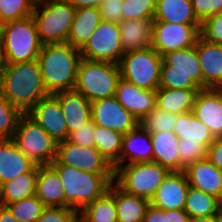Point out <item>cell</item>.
I'll return each instance as SVG.
<instances>
[{"instance_id":"cell-1","label":"cell","mask_w":222,"mask_h":222,"mask_svg":"<svg viewBox=\"0 0 222 222\" xmlns=\"http://www.w3.org/2000/svg\"><path fill=\"white\" fill-rule=\"evenodd\" d=\"M0 90L3 96L23 114L42 98L50 95L45 88L37 59L6 64L0 80Z\"/></svg>"},{"instance_id":"cell-2","label":"cell","mask_w":222,"mask_h":222,"mask_svg":"<svg viewBox=\"0 0 222 222\" xmlns=\"http://www.w3.org/2000/svg\"><path fill=\"white\" fill-rule=\"evenodd\" d=\"M81 59L80 49L68 43L42 46L37 61L49 94L74 90Z\"/></svg>"},{"instance_id":"cell-3","label":"cell","mask_w":222,"mask_h":222,"mask_svg":"<svg viewBox=\"0 0 222 222\" xmlns=\"http://www.w3.org/2000/svg\"><path fill=\"white\" fill-rule=\"evenodd\" d=\"M58 173L64 187L65 207L80 212L87 204L102 197L114 182V174L85 172L56 159L50 164Z\"/></svg>"},{"instance_id":"cell-4","label":"cell","mask_w":222,"mask_h":222,"mask_svg":"<svg viewBox=\"0 0 222 222\" xmlns=\"http://www.w3.org/2000/svg\"><path fill=\"white\" fill-rule=\"evenodd\" d=\"M75 12L68 0H36L32 17L41 43H67Z\"/></svg>"},{"instance_id":"cell-5","label":"cell","mask_w":222,"mask_h":222,"mask_svg":"<svg viewBox=\"0 0 222 222\" xmlns=\"http://www.w3.org/2000/svg\"><path fill=\"white\" fill-rule=\"evenodd\" d=\"M121 79L119 64L82 58L74 90L90 102L115 96Z\"/></svg>"},{"instance_id":"cell-6","label":"cell","mask_w":222,"mask_h":222,"mask_svg":"<svg viewBox=\"0 0 222 222\" xmlns=\"http://www.w3.org/2000/svg\"><path fill=\"white\" fill-rule=\"evenodd\" d=\"M42 46L32 15L4 24L2 47L6 64L36 60Z\"/></svg>"},{"instance_id":"cell-7","label":"cell","mask_w":222,"mask_h":222,"mask_svg":"<svg viewBox=\"0 0 222 222\" xmlns=\"http://www.w3.org/2000/svg\"><path fill=\"white\" fill-rule=\"evenodd\" d=\"M169 172L155 161L125 164L114 171V183L127 194L151 200Z\"/></svg>"},{"instance_id":"cell-8","label":"cell","mask_w":222,"mask_h":222,"mask_svg":"<svg viewBox=\"0 0 222 222\" xmlns=\"http://www.w3.org/2000/svg\"><path fill=\"white\" fill-rule=\"evenodd\" d=\"M118 64L124 80L142 89L159 88L162 56L153 47L126 52Z\"/></svg>"},{"instance_id":"cell-9","label":"cell","mask_w":222,"mask_h":222,"mask_svg":"<svg viewBox=\"0 0 222 222\" xmlns=\"http://www.w3.org/2000/svg\"><path fill=\"white\" fill-rule=\"evenodd\" d=\"M13 140L36 165H49L56 159L58 143L27 114L20 117Z\"/></svg>"},{"instance_id":"cell-10","label":"cell","mask_w":222,"mask_h":222,"mask_svg":"<svg viewBox=\"0 0 222 222\" xmlns=\"http://www.w3.org/2000/svg\"><path fill=\"white\" fill-rule=\"evenodd\" d=\"M80 53L87 60L118 64L124 54L119 24L101 20Z\"/></svg>"},{"instance_id":"cell-11","label":"cell","mask_w":222,"mask_h":222,"mask_svg":"<svg viewBox=\"0 0 222 222\" xmlns=\"http://www.w3.org/2000/svg\"><path fill=\"white\" fill-rule=\"evenodd\" d=\"M201 25L154 21L151 47L161 56L170 51L194 47Z\"/></svg>"},{"instance_id":"cell-12","label":"cell","mask_w":222,"mask_h":222,"mask_svg":"<svg viewBox=\"0 0 222 222\" xmlns=\"http://www.w3.org/2000/svg\"><path fill=\"white\" fill-rule=\"evenodd\" d=\"M56 160L85 172L114 174V168L94 147H82L67 140L58 142Z\"/></svg>"},{"instance_id":"cell-13","label":"cell","mask_w":222,"mask_h":222,"mask_svg":"<svg viewBox=\"0 0 222 222\" xmlns=\"http://www.w3.org/2000/svg\"><path fill=\"white\" fill-rule=\"evenodd\" d=\"M91 120L95 125L123 134L130 132L139 124V121L119 103L115 96L91 102Z\"/></svg>"},{"instance_id":"cell-14","label":"cell","mask_w":222,"mask_h":222,"mask_svg":"<svg viewBox=\"0 0 222 222\" xmlns=\"http://www.w3.org/2000/svg\"><path fill=\"white\" fill-rule=\"evenodd\" d=\"M57 143L68 138V127L58 99L50 94L42 98L27 113Z\"/></svg>"},{"instance_id":"cell-15","label":"cell","mask_w":222,"mask_h":222,"mask_svg":"<svg viewBox=\"0 0 222 222\" xmlns=\"http://www.w3.org/2000/svg\"><path fill=\"white\" fill-rule=\"evenodd\" d=\"M188 188L189 183L184 171H170L150 200V204L163 210H182Z\"/></svg>"},{"instance_id":"cell-16","label":"cell","mask_w":222,"mask_h":222,"mask_svg":"<svg viewBox=\"0 0 222 222\" xmlns=\"http://www.w3.org/2000/svg\"><path fill=\"white\" fill-rule=\"evenodd\" d=\"M192 112L215 137L222 136V91L220 89H201L196 94Z\"/></svg>"},{"instance_id":"cell-17","label":"cell","mask_w":222,"mask_h":222,"mask_svg":"<svg viewBox=\"0 0 222 222\" xmlns=\"http://www.w3.org/2000/svg\"><path fill=\"white\" fill-rule=\"evenodd\" d=\"M115 97L139 122L156 107V91L139 88L123 78L117 84Z\"/></svg>"},{"instance_id":"cell-18","label":"cell","mask_w":222,"mask_h":222,"mask_svg":"<svg viewBox=\"0 0 222 222\" xmlns=\"http://www.w3.org/2000/svg\"><path fill=\"white\" fill-rule=\"evenodd\" d=\"M196 51L201 65L202 89L219 88L222 85V45L199 36Z\"/></svg>"},{"instance_id":"cell-19","label":"cell","mask_w":222,"mask_h":222,"mask_svg":"<svg viewBox=\"0 0 222 222\" xmlns=\"http://www.w3.org/2000/svg\"><path fill=\"white\" fill-rule=\"evenodd\" d=\"M189 186L215 196L222 202V172L207 157L184 169Z\"/></svg>"},{"instance_id":"cell-20","label":"cell","mask_w":222,"mask_h":222,"mask_svg":"<svg viewBox=\"0 0 222 222\" xmlns=\"http://www.w3.org/2000/svg\"><path fill=\"white\" fill-rule=\"evenodd\" d=\"M151 161H153L151 134L138 124L123 135L120 166Z\"/></svg>"},{"instance_id":"cell-21","label":"cell","mask_w":222,"mask_h":222,"mask_svg":"<svg viewBox=\"0 0 222 222\" xmlns=\"http://www.w3.org/2000/svg\"><path fill=\"white\" fill-rule=\"evenodd\" d=\"M59 101L66 119L68 135L91 120V102L76 90L53 94Z\"/></svg>"},{"instance_id":"cell-22","label":"cell","mask_w":222,"mask_h":222,"mask_svg":"<svg viewBox=\"0 0 222 222\" xmlns=\"http://www.w3.org/2000/svg\"><path fill=\"white\" fill-rule=\"evenodd\" d=\"M35 165L13 139H0V186L29 172Z\"/></svg>"},{"instance_id":"cell-23","label":"cell","mask_w":222,"mask_h":222,"mask_svg":"<svg viewBox=\"0 0 222 222\" xmlns=\"http://www.w3.org/2000/svg\"><path fill=\"white\" fill-rule=\"evenodd\" d=\"M35 196L46 207H65L64 187L57 171L49 165H38Z\"/></svg>"},{"instance_id":"cell-24","label":"cell","mask_w":222,"mask_h":222,"mask_svg":"<svg viewBox=\"0 0 222 222\" xmlns=\"http://www.w3.org/2000/svg\"><path fill=\"white\" fill-rule=\"evenodd\" d=\"M160 72L187 73L202 89V72L197 56L196 44L194 47L170 51L162 55Z\"/></svg>"},{"instance_id":"cell-25","label":"cell","mask_w":222,"mask_h":222,"mask_svg":"<svg viewBox=\"0 0 222 222\" xmlns=\"http://www.w3.org/2000/svg\"><path fill=\"white\" fill-rule=\"evenodd\" d=\"M154 19L122 20L119 23L123 52L147 49L151 46Z\"/></svg>"},{"instance_id":"cell-26","label":"cell","mask_w":222,"mask_h":222,"mask_svg":"<svg viewBox=\"0 0 222 222\" xmlns=\"http://www.w3.org/2000/svg\"><path fill=\"white\" fill-rule=\"evenodd\" d=\"M154 21H165L183 25H201L191 0H156Z\"/></svg>"},{"instance_id":"cell-27","label":"cell","mask_w":222,"mask_h":222,"mask_svg":"<svg viewBox=\"0 0 222 222\" xmlns=\"http://www.w3.org/2000/svg\"><path fill=\"white\" fill-rule=\"evenodd\" d=\"M99 8L76 9L67 43L81 49L89 40L101 21Z\"/></svg>"},{"instance_id":"cell-28","label":"cell","mask_w":222,"mask_h":222,"mask_svg":"<svg viewBox=\"0 0 222 222\" xmlns=\"http://www.w3.org/2000/svg\"><path fill=\"white\" fill-rule=\"evenodd\" d=\"M153 161L170 171H180L179 138L173 132L151 134Z\"/></svg>"},{"instance_id":"cell-29","label":"cell","mask_w":222,"mask_h":222,"mask_svg":"<svg viewBox=\"0 0 222 222\" xmlns=\"http://www.w3.org/2000/svg\"><path fill=\"white\" fill-rule=\"evenodd\" d=\"M199 91L158 88L156 90V108L176 115L191 112Z\"/></svg>"},{"instance_id":"cell-30","label":"cell","mask_w":222,"mask_h":222,"mask_svg":"<svg viewBox=\"0 0 222 222\" xmlns=\"http://www.w3.org/2000/svg\"><path fill=\"white\" fill-rule=\"evenodd\" d=\"M38 165L0 186V205L6 206L35 195Z\"/></svg>"},{"instance_id":"cell-31","label":"cell","mask_w":222,"mask_h":222,"mask_svg":"<svg viewBox=\"0 0 222 222\" xmlns=\"http://www.w3.org/2000/svg\"><path fill=\"white\" fill-rule=\"evenodd\" d=\"M79 222H118L115 204V183L100 198L79 212Z\"/></svg>"},{"instance_id":"cell-32","label":"cell","mask_w":222,"mask_h":222,"mask_svg":"<svg viewBox=\"0 0 222 222\" xmlns=\"http://www.w3.org/2000/svg\"><path fill=\"white\" fill-rule=\"evenodd\" d=\"M115 204L118 222H143L150 200L127 194L115 184Z\"/></svg>"},{"instance_id":"cell-33","label":"cell","mask_w":222,"mask_h":222,"mask_svg":"<svg viewBox=\"0 0 222 222\" xmlns=\"http://www.w3.org/2000/svg\"><path fill=\"white\" fill-rule=\"evenodd\" d=\"M173 133L179 138L187 141L201 142L207 148L214 142L215 136L210 129L201 122L194 113L188 112L177 115V122Z\"/></svg>"},{"instance_id":"cell-34","label":"cell","mask_w":222,"mask_h":222,"mask_svg":"<svg viewBox=\"0 0 222 222\" xmlns=\"http://www.w3.org/2000/svg\"><path fill=\"white\" fill-rule=\"evenodd\" d=\"M123 133L95 125L94 147L114 168L120 166L122 152Z\"/></svg>"},{"instance_id":"cell-35","label":"cell","mask_w":222,"mask_h":222,"mask_svg":"<svg viewBox=\"0 0 222 222\" xmlns=\"http://www.w3.org/2000/svg\"><path fill=\"white\" fill-rule=\"evenodd\" d=\"M221 205L222 202L215 196L189 186L186 194L184 211L190 218L212 216L217 213Z\"/></svg>"},{"instance_id":"cell-36","label":"cell","mask_w":222,"mask_h":222,"mask_svg":"<svg viewBox=\"0 0 222 222\" xmlns=\"http://www.w3.org/2000/svg\"><path fill=\"white\" fill-rule=\"evenodd\" d=\"M19 222H35L46 206L35 196H30L5 206Z\"/></svg>"},{"instance_id":"cell-37","label":"cell","mask_w":222,"mask_h":222,"mask_svg":"<svg viewBox=\"0 0 222 222\" xmlns=\"http://www.w3.org/2000/svg\"><path fill=\"white\" fill-rule=\"evenodd\" d=\"M177 115L158 108H154L149 114L145 115L139 124L150 134L159 132H173Z\"/></svg>"},{"instance_id":"cell-38","label":"cell","mask_w":222,"mask_h":222,"mask_svg":"<svg viewBox=\"0 0 222 222\" xmlns=\"http://www.w3.org/2000/svg\"><path fill=\"white\" fill-rule=\"evenodd\" d=\"M23 113L12 105L0 90V139H13Z\"/></svg>"},{"instance_id":"cell-39","label":"cell","mask_w":222,"mask_h":222,"mask_svg":"<svg viewBox=\"0 0 222 222\" xmlns=\"http://www.w3.org/2000/svg\"><path fill=\"white\" fill-rule=\"evenodd\" d=\"M36 0H0V22L3 24L29 17Z\"/></svg>"},{"instance_id":"cell-40","label":"cell","mask_w":222,"mask_h":222,"mask_svg":"<svg viewBox=\"0 0 222 222\" xmlns=\"http://www.w3.org/2000/svg\"><path fill=\"white\" fill-rule=\"evenodd\" d=\"M156 0H122L123 20L154 19Z\"/></svg>"},{"instance_id":"cell-41","label":"cell","mask_w":222,"mask_h":222,"mask_svg":"<svg viewBox=\"0 0 222 222\" xmlns=\"http://www.w3.org/2000/svg\"><path fill=\"white\" fill-rule=\"evenodd\" d=\"M180 171H184L190 164L207 157V147L201 142L179 139Z\"/></svg>"},{"instance_id":"cell-42","label":"cell","mask_w":222,"mask_h":222,"mask_svg":"<svg viewBox=\"0 0 222 222\" xmlns=\"http://www.w3.org/2000/svg\"><path fill=\"white\" fill-rule=\"evenodd\" d=\"M159 88L201 90L189 74L181 72H160Z\"/></svg>"},{"instance_id":"cell-43","label":"cell","mask_w":222,"mask_h":222,"mask_svg":"<svg viewBox=\"0 0 222 222\" xmlns=\"http://www.w3.org/2000/svg\"><path fill=\"white\" fill-rule=\"evenodd\" d=\"M35 222H79V212L71 207H46Z\"/></svg>"},{"instance_id":"cell-44","label":"cell","mask_w":222,"mask_h":222,"mask_svg":"<svg viewBox=\"0 0 222 222\" xmlns=\"http://www.w3.org/2000/svg\"><path fill=\"white\" fill-rule=\"evenodd\" d=\"M200 36L206 41L222 45V13L210 16L202 22Z\"/></svg>"},{"instance_id":"cell-45","label":"cell","mask_w":222,"mask_h":222,"mask_svg":"<svg viewBox=\"0 0 222 222\" xmlns=\"http://www.w3.org/2000/svg\"><path fill=\"white\" fill-rule=\"evenodd\" d=\"M95 124L92 120L69 133L67 141L82 147L94 146Z\"/></svg>"},{"instance_id":"cell-46","label":"cell","mask_w":222,"mask_h":222,"mask_svg":"<svg viewBox=\"0 0 222 222\" xmlns=\"http://www.w3.org/2000/svg\"><path fill=\"white\" fill-rule=\"evenodd\" d=\"M191 4L201 22L210 16L222 13V0H191Z\"/></svg>"},{"instance_id":"cell-47","label":"cell","mask_w":222,"mask_h":222,"mask_svg":"<svg viewBox=\"0 0 222 222\" xmlns=\"http://www.w3.org/2000/svg\"><path fill=\"white\" fill-rule=\"evenodd\" d=\"M99 10L104 21L119 24L123 20L122 0H103Z\"/></svg>"},{"instance_id":"cell-48","label":"cell","mask_w":222,"mask_h":222,"mask_svg":"<svg viewBox=\"0 0 222 222\" xmlns=\"http://www.w3.org/2000/svg\"><path fill=\"white\" fill-rule=\"evenodd\" d=\"M207 159L222 172V136L215 137L207 148Z\"/></svg>"},{"instance_id":"cell-49","label":"cell","mask_w":222,"mask_h":222,"mask_svg":"<svg viewBox=\"0 0 222 222\" xmlns=\"http://www.w3.org/2000/svg\"><path fill=\"white\" fill-rule=\"evenodd\" d=\"M143 222H166V210L150 204Z\"/></svg>"},{"instance_id":"cell-50","label":"cell","mask_w":222,"mask_h":222,"mask_svg":"<svg viewBox=\"0 0 222 222\" xmlns=\"http://www.w3.org/2000/svg\"><path fill=\"white\" fill-rule=\"evenodd\" d=\"M190 217L182 210H166V222H188Z\"/></svg>"},{"instance_id":"cell-51","label":"cell","mask_w":222,"mask_h":222,"mask_svg":"<svg viewBox=\"0 0 222 222\" xmlns=\"http://www.w3.org/2000/svg\"><path fill=\"white\" fill-rule=\"evenodd\" d=\"M75 9L95 7L99 8L103 0H68Z\"/></svg>"},{"instance_id":"cell-52","label":"cell","mask_w":222,"mask_h":222,"mask_svg":"<svg viewBox=\"0 0 222 222\" xmlns=\"http://www.w3.org/2000/svg\"><path fill=\"white\" fill-rule=\"evenodd\" d=\"M0 222H19V221L13 217V215L6 207L0 205Z\"/></svg>"},{"instance_id":"cell-53","label":"cell","mask_w":222,"mask_h":222,"mask_svg":"<svg viewBox=\"0 0 222 222\" xmlns=\"http://www.w3.org/2000/svg\"><path fill=\"white\" fill-rule=\"evenodd\" d=\"M5 68H6V59L4 55V50L3 47L0 46V80L3 76V73L5 72Z\"/></svg>"},{"instance_id":"cell-54","label":"cell","mask_w":222,"mask_h":222,"mask_svg":"<svg viewBox=\"0 0 222 222\" xmlns=\"http://www.w3.org/2000/svg\"><path fill=\"white\" fill-rule=\"evenodd\" d=\"M190 222H215L214 215L212 216H199L190 218Z\"/></svg>"},{"instance_id":"cell-55","label":"cell","mask_w":222,"mask_h":222,"mask_svg":"<svg viewBox=\"0 0 222 222\" xmlns=\"http://www.w3.org/2000/svg\"><path fill=\"white\" fill-rule=\"evenodd\" d=\"M215 222H222V205L218 208L217 213L214 215Z\"/></svg>"},{"instance_id":"cell-56","label":"cell","mask_w":222,"mask_h":222,"mask_svg":"<svg viewBox=\"0 0 222 222\" xmlns=\"http://www.w3.org/2000/svg\"><path fill=\"white\" fill-rule=\"evenodd\" d=\"M3 28H4V24L0 22V46L3 45Z\"/></svg>"}]
</instances>
